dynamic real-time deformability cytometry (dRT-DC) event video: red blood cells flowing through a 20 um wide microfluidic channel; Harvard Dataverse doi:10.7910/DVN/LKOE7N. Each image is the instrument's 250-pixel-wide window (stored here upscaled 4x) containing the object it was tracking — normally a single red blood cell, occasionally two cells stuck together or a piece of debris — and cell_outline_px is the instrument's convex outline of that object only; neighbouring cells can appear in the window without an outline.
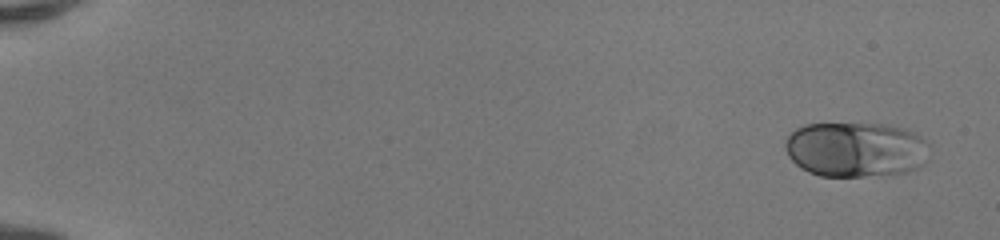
{"species": "human", "species_latin": "Homo sapiens", "temperature_condition": "room temperature", "stored_images_in_passage": 49, "camera_frame_rate_fps": 3000, "um_per_image_px": 0.085, "donor": {"sex": "female"}, "frame": {"image": 1, "passage_image": 1, "time_ms": 0.0, "image_size_px": [1000, 240], "cell_outline_px": [[928, 144], [920, 164], [916, 168], [908, 172], [864, 176], [820, 176], [808, 172], [800, 168], [788, 156], [784, 148], [784, 140], [796, 128], [804, 124], [888, 124], [912, 132], [920, 136]], "centroid_in_image_um": [72.64, 12.7], "position_along_channel_um": 12.4, "area_um2": 45.95}}
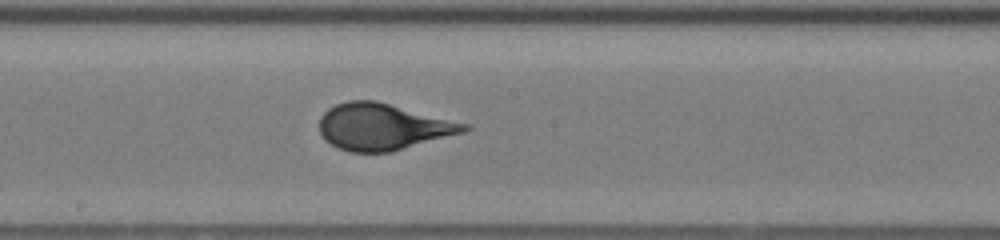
{"frame": {"image": 2, "passage_image": 28, "time_ms": 9.0, "image_size_px": [1000, 240], "cell_outline_px": [[472, 128], [464, 132], [392, 152], [348, 152], [336, 148], [324, 140], [320, 132], [320, 116], [328, 108], [336, 104], [348, 100], [376, 100], [472, 124]], "centroid_in_image_um": [32.56, 10.77], "position_along_channel_um": 215.6, "area_um2": 39.77}}
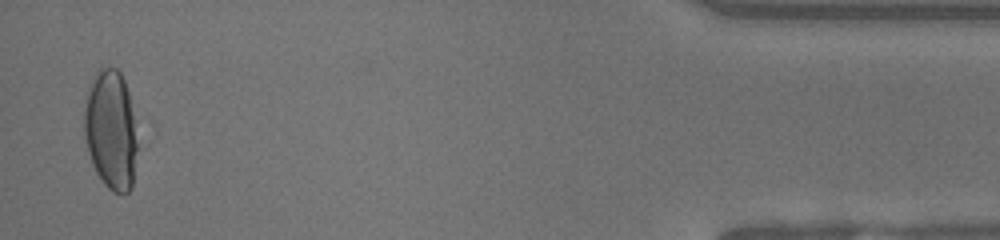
{"frame": {"image": 3, "passage_image": 48, "time_ms": 15.667, "image_size_px": [1000, 240], "cell_outline_px": [[140, 124], [132, 188], [124, 196], [120, 196], [112, 192], [104, 184], [96, 172], [92, 164], [88, 152], [84, 136], [84, 108], [88, 92], [96, 72], [100, 64], [116, 68], [120, 72], [124, 80]], "centroid_in_image_um": [9.48, 11.05], "position_along_channel_um": 425.7, "area_um2": 38.49}, "authors_computed_cell_mechanics": {"area_um2": 39.1306, "velocity_mm_per_s": 4.1678, "shape_relaxation_time_tau1_ms": 4.5943, "shape_relaxation_time_tau2_ms": null, "deformation_change_tau1": 0.1969, "deformation_change_tau2": null}}